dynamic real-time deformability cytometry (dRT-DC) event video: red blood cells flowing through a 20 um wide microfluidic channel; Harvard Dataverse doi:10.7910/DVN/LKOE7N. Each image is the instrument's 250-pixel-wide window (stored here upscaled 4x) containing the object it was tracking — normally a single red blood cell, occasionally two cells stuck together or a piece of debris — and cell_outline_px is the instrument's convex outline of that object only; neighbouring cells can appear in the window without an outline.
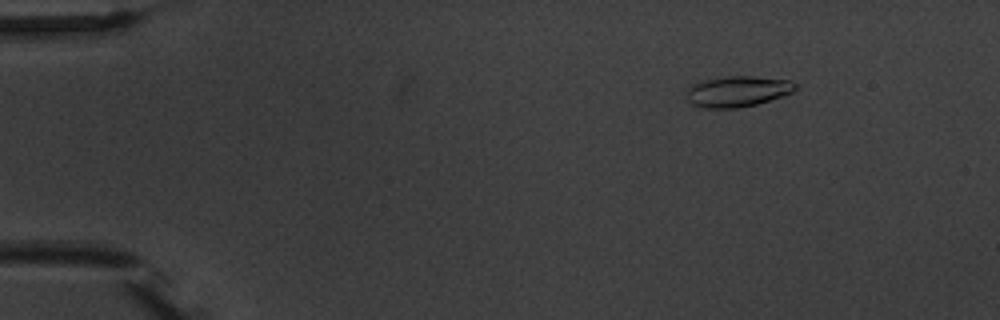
{"species": "common noctule bat (a hibernating species)", "species_latin": "Nyctalus noctula", "temperature_condition": "warm", "stored_images_in_passage": 8, "camera_frame_rate_fps": 3000, "um_per_image_px": 0.085, "animal": {"sex": "male", "body_mass_g": 20.1, "forearm_length_mm": 53.5}, "frame": {"image": 1, "passage_image": 2, "time_ms": 1.333, "image_size_px": [1000, 320], "cell_outline_px": [[796, 88], [792, 92], [756, 104], [736, 108], [704, 108], [692, 104], [688, 100], [688, 88], [696, 84], [708, 80], [728, 76], [752, 76], [788, 80], [796, 84]], "centroid_in_image_um": [62.7, 7.77], "position_along_channel_um": 22.3, "area_um2": 18.96}}
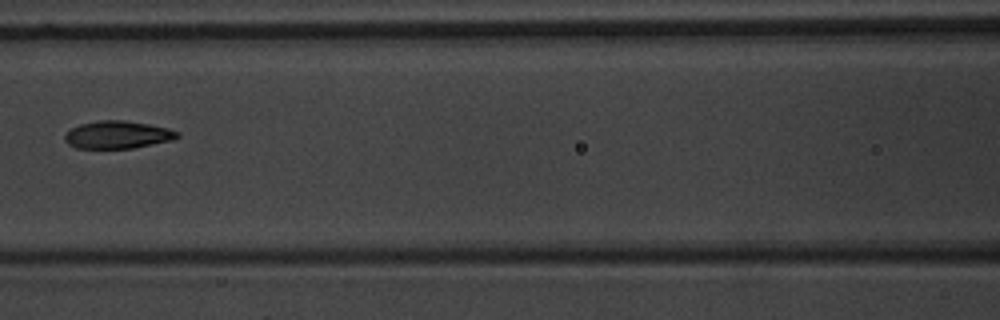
{"frame": {"image": 2, "passage_image": 7, "time_ms": 7.333, "image_size_px": [1000, 320], "cell_outline_px": [[180, 136], [172, 140], [132, 148], [76, 148], [68, 144], [64, 140], [64, 136], [72, 128], [80, 124], [100, 120], [124, 120], [148, 124], [168, 128], [180, 132]], "centroid_in_image_um": [10.0, 11.45], "position_along_channel_um": 156.6, "area_um2": 18.03}}
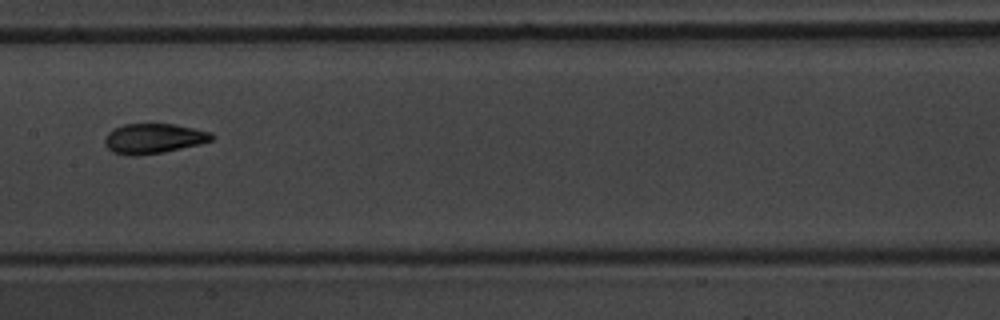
{"frame": {"image": 3, "passage_image": 8, "time_ms": 8.333, "image_size_px": [1000, 320], "cell_outline_px": [[216, 136], [212, 140], [200, 144], [164, 152], [136, 156], [124, 156], [112, 152], [104, 144], [104, 140], [108, 132], [112, 128], [124, 124], [172, 124], [212, 132]], "centroid_in_image_um": [13.03, 11.78], "position_along_channel_um": 194.4, "area_um2": 18.9}}